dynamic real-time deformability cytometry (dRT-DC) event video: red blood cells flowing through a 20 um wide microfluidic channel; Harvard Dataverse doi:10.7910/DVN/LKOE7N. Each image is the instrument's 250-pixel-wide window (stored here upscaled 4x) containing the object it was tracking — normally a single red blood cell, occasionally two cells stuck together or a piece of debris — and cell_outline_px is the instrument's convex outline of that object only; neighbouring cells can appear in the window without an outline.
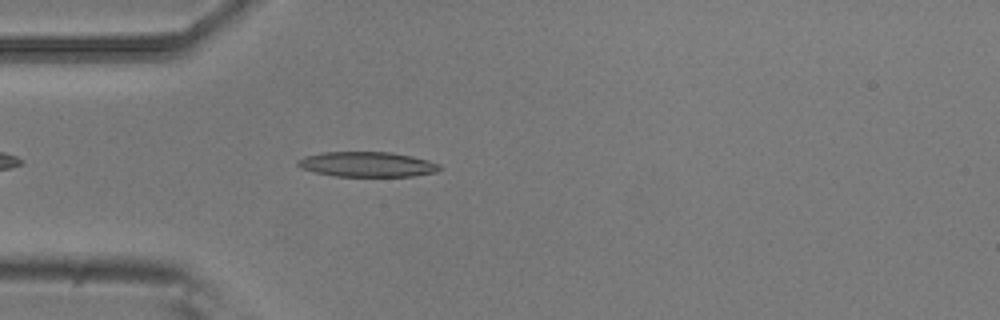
{"species": "common noctule bat (a hibernating species)", "species_latin": "Nyctalus noctula", "temperature_condition": "room temperature", "stored_images_in_passage": 2, "camera_frame_rate_fps": 3000, "um_per_image_px": 0.085, "animal": {"sex": "male", "body_mass_g": 20.5, "forearm_length_mm": 52.5}, "frame": {"image": 1, "passage_image": 2, "time_ms": 0.333, "image_size_px": [1000, 320], "cell_outline_px": [[440, 168], [436, 172], [412, 176], [336, 176], [316, 172], [300, 168], [296, 164], [296, 160], [304, 156], [324, 152], [392, 152], [412, 156], [428, 160], [440, 164]], "centroid_in_image_um": [31.19, 13.96], "position_along_channel_um": 53.8, "area_um2": 20.69}}